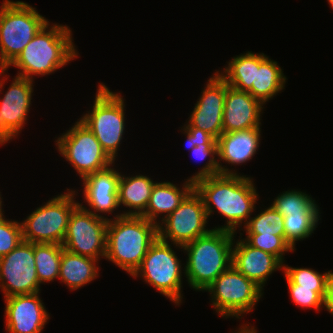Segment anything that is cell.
Returning a JSON list of instances; mask_svg holds the SVG:
<instances>
[{"label":"cell","mask_w":333,"mask_h":333,"mask_svg":"<svg viewBox=\"0 0 333 333\" xmlns=\"http://www.w3.org/2000/svg\"><path fill=\"white\" fill-rule=\"evenodd\" d=\"M113 166L114 164L82 179L84 201L91 210L79 203L86 211L108 220L110 218L100 215L99 212L106 215L119 207L117 195L121 173L112 168Z\"/></svg>","instance_id":"e0dca14e"},{"label":"cell","mask_w":333,"mask_h":333,"mask_svg":"<svg viewBox=\"0 0 333 333\" xmlns=\"http://www.w3.org/2000/svg\"><path fill=\"white\" fill-rule=\"evenodd\" d=\"M325 309L333 315V272H329L327 297L325 300Z\"/></svg>","instance_id":"d590c367"},{"label":"cell","mask_w":333,"mask_h":333,"mask_svg":"<svg viewBox=\"0 0 333 333\" xmlns=\"http://www.w3.org/2000/svg\"><path fill=\"white\" fill-rule=\"evenodd\" d=\"M286 77L276 61L264 53H256L255 85L248 91L263 106L285 89Z\"/></svg>","instance_id":"7402d4cb"},{"label":"cell","mask_w":333,"mask_h":333,"mask_svg":"<svg viewBox=\"0 0 333 333\" xmlns=\"http://www.w3.org/2000/svg\"><path fill=\"white\" fill-rule=\"evenodd\" d=\"M263 105L249 92L228 85L223 111V133L261 126Z\"/></svg>","instance_id":"ac0fdd59"},{"label":"cell","mask_w":333,"mask_h":333,"mask_svg":"<svg viewBox=\"0 0 333 333\" xmlns=\"http://www.w3.org/2000/svg\"><path fill=\"white\" fill-rule=\"evenodd\" d=\"M157 238L158 224L142 216L119 213L107 225L105 259L132 276Z\"/></svg>","instance_id":"3957f363"},{"label":"cell","mask_w":333,"mask_h":333,"mask_svg":"<svg viewBox=\"0 0 333 333\" xmlns=\"http://www.w3.org/2000/svg\"><path fill=\"white\" fill-rule=\"evenodd\" d=\"M91 110L79 120L93 133L107 155L115 162L125 130V104L119 93L98 85Z\"/></svg>","instance_id":"8992f818"},{"label":"cell","mask_w":333,"mask_h":333,"mask_svg":"<svg viewBox=\"0 0 333 333\" xmlns=\"http://www.w3.org/2000/svg\"><path fill=\"white\" fill-rule=\"evenodd\" d=\"M241 175H215L194 182V190L201 197L207 217L213 212L226 218V224L215 227L237 234V227L248 222L255 211L258 192L254 181ZM216 209V211L214 210ZM241 225V226H240Z\"/></svg>","instance_id":"6da1fadb"},{"label":"cell","mask_w":333,"mask_h":333,"mask_svg":"<svg viewBox=\"0 0 333 333\" xmlns=\"http://www.w3.org/2000/svg\"><path fill=\"white\" fill-rule=\"evenodd\" d=\"M48 22L28 3L4 0L0 7V70H5Z\"/></svg>","instance_id":"5b68a950"},{"label":"cell","mask_w":333,"mask_h":333,"mask_svg":"<svg viewBox=\"0 0 333 333\" xmlns=\"http://www.w3.org/2000/svg\"><path fill=\"white\" fill-rule=\"evenodd\" d=\"M3 207H2V198H1V192H0V219H2V218H4L5 216H4V211H2L3 209H2Z\"/></svg>","instance_id":"74e56055"},{"label":"cell","mask_w":333,"mask_h":333,"mask_svg":"<svg viewBox=\"0 0 333 333\" xmlns=\"http://www.w3.org/2000/svg\"><path fill=\"white\" fill-rule=\"evenodd\" d=\"M261 138V128L223 133L217 139L218 166L220 174L238 175L236 170L223 166L221 161L228 165H242L251 160L258 151ZM220 160V161H219ZM241 163V164H240Z\"/></svg>","instance_id":"d6986e66"},{"label":"cell","mask_w":333,"mask_h":333,"mask_svg":"<svg viewBox=\"0 0 333 333\" xmlns=\"http://www.w3.org/2000/svg\"><path fill=\"white\" fill-rule=\"evenodd\" d=\"M62 244L34 243V257L40 284L59 278Z\"/></svg>","instance_id":"484cf974"},{"label":"cell","mask_w":333,"mask_h":333,"mask_svg":"<svg viewBox=\"0 0 333 333\" xmlns=\"http://www.w3.org/2000/svg\"><path fill=\"white\" fill-rule=\"evenodd\" d=\"M217 73L229 86L248 92L252 85H255L256 53L248 51L236 55L228 62L223 72L218 70Z\"/></svg>","instance_id":"d4e9b609"},{"label":"cell","mask_w":333,"mask_h":333,"mask_svg":"<svg viewBox=\"0 0 333 333\" xmlns=\"http://www.w3.org/2000/svg\"><path fill=\"white\" fill-rule=\"evenodd\" d=\"M7 78L5 75L0 80V94L3 93L2 89ZM33 82L15 76L3 98H0V145L16 138L26 124L34 91Z\"/></svg>","instance_id":"5bb4252c"},{"label":"cell","mask_w":333,"mask_h":333,"mask_svg":"<svg viewBox=\"0 0 333 333\" xmlns=\"http://www.w3.org/2000/svg\"><path fill=\"white\" fill-rule=\"evenodd\" d=\"M75 191L67 188V192L51 198L20 222L23 240L30 243L62 244L70 215L79 205L74 198L77 195Z\"/></svg>","instance_id":"52a82bcc"},{"label":"cell","mask_w":333,"mask_h":333,"mask_svg":"<svg viewBox=\"0 0 333 333\" xmlns=\"http://www.w3.org/2000/svg\"><path fill=\"white\" fill-rule=\"evenodd\" d=\"M310 196L300 190H287L274 198L271 205L283 217L286 214H320V208Z\"/></svg>","instance_id":"4316f807"},{"label":"cell","mask_w":333,"mask_h":333,"mask_svg":"<svg viewBox=\"0 0 333 333\" xmlns=\"http://www.w3.org/2000/svg\"><path fill=\"white\" fill-rule=\"evenodd\" d=\"M331 8L333 9V0H327Z\"/></svg>","instance_id":"f35d334b"},{"label":"cell","mask_w":333,"mask_h":333,"mask_svg":"<svg viewBox=\"0 0 333 333\" xmlns=\"http://www.w3.org/2000/svg\"><path fill=\"white\" fill-rule=\"evenodd\" d=\"M206 209L201 197L193 190L183 202L158 224V237L177 248L207 234L211 229L208 224ZM169 239V240H168Z\"/></svg>","instance_id":"8fae6325"},{"label":"cell","mask_w":333,"mask_h":333,"mask_svg":"<svg viewBox=\"0 0 333 333\" xmlns=\"http://www.w3.org/2000/svg\"><path fill=\"white\" fill-rule=\"evenodd\" d=\"M181 260L177 257L171 245L159 237L151 244L140 267L132 277H141L152 285L167 299L180 306L182 295Z\"/></svg>","instance_id":"ba28073f"},{"label":"cell","mask_w":333,"mask_h":333,"mask_svg":"<svg viewBox=\"0 0 333 333\" xmlns=\"http://www.w3.org/2000/svg\"><path fill=\"white\" fill-rule=\"evenodd\" d=\"M183 134L186 135V146L189 150L202 144H214L217 140L209 133L193 126H183Z\"/></svg>","instance_id":"e575fe53"},{"label":"cell","mask_w":333,"mask_h":333,"mask_svg":"<svg viewBox=\"0 0 333 333\" xmlns=\"http://www.w3.org/2000/svg\"><path fill=\"white\" fill-rule=\"evenodd\" d=\"M233 232L211 229L183 246L187 253L183 271L190 287L195 291L206 288L232 265Z\"/></svg>","instance_id":"277c9868"},{"label":"cell","mask_w":333,"mask_h":333,"mask_svg":"<svg viewBox=\"0 0 333 333\" xmlns=\"http://www.w3.org/2000/svg\"><path fill=\"white\" fill-rule=\"evenodd\" d=\"M108 222V219L78 205L70 215L63 248L70 253L97 260L105 258Z\"/></svg>","instance_id":"7c38bea8"},{"label":"cell","mask_w":333,"mask_h":333,"mask_svg":"<svg viewBox=\"0 0 333 333\" xmlns=\"http://www.w3.org/2000/svg\"><path fill=\"white\" fill-rule=\"evenodd\" d=\"M36 272L34 243L21 241L10 253L0 258V288L4 298L40 292Z\"/></svg>","instance_id":"4fadbf2b"},{"label":"cell","mask_w":333,"mask_h":333,"mask_svg":"<svg viewBox=\"0 0 333 333\" xmlns=\"http://www.w3.org/2000/svg\"><path fill=\"white\" fill-rule=\"evenodd\" d=\"M193 154V157L197 158L198 160H205L207 157L208 160L205 166L199 169V172H196L193 176L189 177L188 179L193 183L199 179L205 177H211L220 174V169L218 166V156L217 153V141L214 144H202L194 147L190 150Z\"/></svg>","instance_id":"1f68e13d"},{"label":"cell","mask_w":333,"mask_h":333,"mask_svg":"<svg viewBox=\"0 0 333 333\" xmlns=\"http://www.w3.org/2000/svg\"><path fill=\"white\" fill-rule=\"evenodd\" d=\"M155 182L142 174L135 176L120 175L118 185V204L130 208L123 215L140 216L148 205Z\"/></svg>","instance_id":"603a6c76"},{"label":"cell","mask_w":333,"mask_h":333,"mask_svg":"<svg viewBox=\"0 0 333 333\" xmlns=\"http://www.w3.org/2000/svg\"><path fill=\"white\" fill-rule=\"evenodd\" d=\"M243 238L250 246L271 253L284 264L286 252L294 251L285 241L284 235L246 234Z\"/></svg>","instance_id":"4dcf8cb0"},{"label":"cell","mask_w":333,"mask_h":333,"mask_svg":"<svg viewBox=\"0 0 333 333\" xmlns=\"http://www.w3.org/2000/svg\"><path fill=\"white\" fill-rule=\"evenodd\" d=\"M285 278L291 299L297 306L303 307L304 309L314 308L318 311H320L322 307L325 308V300L314 291V288L301 287L300 285L294 284L286 275Z\"/></svg>","instance_id":"d6a6232c"},{"label":"cell","mask_w":333,"mask_h":333,"mask_svg":"<svg viewBox=\"0 0 333 333\" xmlns=\"http://www.w3.org/2000/svg\"><path fill=\"white\" fill-rule=\"evenodd\" d=\"M232 265L262 289L274 271L283 270V263L276 256L250 246L244 239H234Z\"/></svg>","instance_id":"ffe728a7"},{"label":"cell","mask_w":333,"mask_h":333,"mask_svg":"<svg viewBox=\"0 0 333 333\" xmlns=\"http://www.w3.org/2000/svg\"><path fill=\"white\" fill-rule=\"evenodd\" d=\"M227 88L228 84L216 70L207 81L184 126L201 129L217 140L223 134V111Z\"/></svg>","instance_id":"9a60e30c"},{"label":"cell","mask_w":333,"mask_h":333,"mask_svg":"<svg viewBox=\"0 0 333 333\" xmlns=\"http://www.w3.org/2000/svg\"><path fill=\"white\" fill-rule=\"evenodd\" d=\"M284 275H286L294 284L301 287L314 288L324 300L327 297L329 270L325 273H319L312 268H293L283 264Z\"/></svg>","instance_id":"f546056e"},{"label":"cell","mask_w":333,"mask_h":333,"mask_svg":"<svg viewBox=\"0 0 333 333\" xmlns=\"http://www.w3.org/2000/svg\"><path fill=\"white\" fill-rule=\"evenodd\" d=\"M320 214H286L284 216V238L295 250L296 241L309 238L317 228Z\"/></svg>","instance_id":"83f0119b"},{"label":"cell","mask_w":333,"mask_h":333,"mask_svg":"<svg viewBox=\"0 0 333 333\" xmlns=\"http://www.w3.org/2000/svg\"><path fill=\"white\" fill-rule=\"evenodd\" d=\"M99 261L90 257L62 251L59 278L70 290H77L99 276Z\"/></svg>","instance_id":"cb8c5ba5"},{"label":"cell","mask_w":333,"mask_h":333,"mask_svg":"<svg viewBox=\"0 0 333 333\" xmlns=\"http://www.w3.org/2000/svg\"><path fill=\"white\" fill-rule=\"evenodd\" d=\"M55 142L59 154L69 161L81 179L115 164L104 151L94 133L79 119Z\"/></svg>","instance_id":"30bf717a"},{"label":"cell","mask_w":333,"mask_h":333,"mask_svg":"<svg viewBox=\"0 0 333 333\" xmlns=\"http://www.w3.org/2000/svg\"><path fill=\"white\" fill-rule=\"evenodd\" d=\"M193 190L194 183L189 179H186L181 189L171 182H155L146 210L140 216L159 224V221L171 214ZM160 215H163L162 219L158 220Z\"/></svg>","instance_id":"44dd1931"},{"label":"cell","mask_w":333,"mask_h":333,"mask_svg":"<svg viewBox=\"0 0 333 333\" xmlns=\"http://www.w3.org/2000/svg\"><path fill=\"white\" fill-rule=\"evenodd\" d=\"M263 290L231 265L205 291L210 293L213 308L221 317L240 319L254 309Z\"/></svg>","instance_id":"9c48e42d"},{"label":"cell","mask_w":333,"mask_h":333,"mask_svg":"<svg viewBox=\"0 0 333 333\" xmlns=\"http://www.w3.org/2000/svg\"><path fill=\"white\" fill-rule=\"evenodd\" d=\"M78 54L70 28L57 23L51 26L48 22L17 58L5 70H0V76L5 75L12 65L19 69L16 76L34 80L37 75L42 77L54 73L77 59Z\"/></svg>","instance_id":"7a4b0ae2"},{"label":"cell","mask_w":333,"mask_h":333,"mask_svg":"<svg viewBox=\"0 0 333 333\" xmlns=\"http://www.w3.org/2000/svg\"><path fill=\"white\" fill-rule=\"evenodd\" d=\"M39 293L13 295L4 298L7 332H42L50 316L39 297Z\"/></svg>","instance_id":"2e32d148"},{"label":"cell","mask_w":333,"mask_h":333,"mask_svg":"<svg viewBox=\"0 0 333 333\" xmlns=\"http://www.w3.org/2000/svg\"><path fill=\"white\" fill-rule=\"evenodd\" d=\"M245 234L284 235V217L272 206L250 217L243 227Z\"/></svg>","instance_id":"f1b7e54d"},{"label":"cell","mask_w":333,"mask_h":333,"mask_svg":"<svg viewBox=\"0 0 333 333\" xmlns=\"http://www.w3.org/2000/svg\"><path fill=\"white\" fill-rule=\"evenodd\" d=\"M21 241H23L21 223L5 217L0 219V258L10 253Z\"/></svg>","instance_id":"836d02e7"},{"label":"cell","mask_w":333,"mask_h":333,"mask_svg":"<svg viewBox=\"0 0 333 333\" xmlns=\"http://www.w3.org/2000/svg\"><path fill=\"white\" fill-rule=\"evenodd\" d=\"M236 333H257L254 326H249V324L241 325V328Z\"/></svg>","instance_id":"8d00e7d4"}]
</instances>
